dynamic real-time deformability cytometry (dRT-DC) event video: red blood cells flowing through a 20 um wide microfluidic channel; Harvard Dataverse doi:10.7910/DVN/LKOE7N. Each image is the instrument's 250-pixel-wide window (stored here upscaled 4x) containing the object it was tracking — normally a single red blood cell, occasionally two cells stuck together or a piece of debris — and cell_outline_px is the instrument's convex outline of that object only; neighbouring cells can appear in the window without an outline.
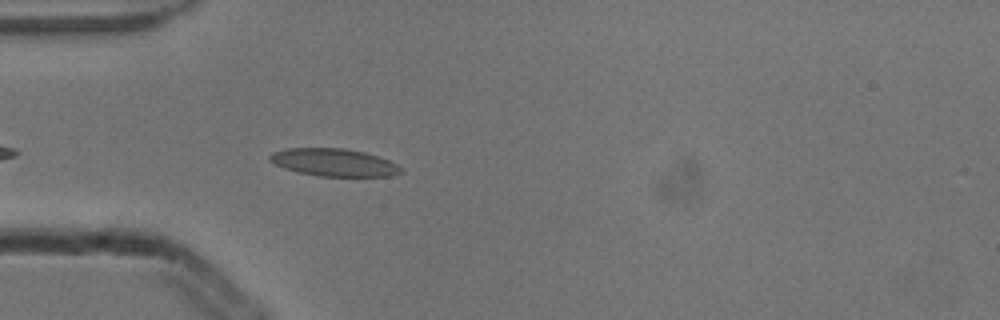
{"species": "common noctule bat (a hibernating species)", "species_latin": "Nyctalus noctula", "temperature_condition": "cold", "stored_images_in_passage": 8, "camera_frame_rate_fps": 3000, "um_per_image_px": 0.085, "animal": {"sex": "male", "body_mass_g": 13.3}, "frame": {"image": 1, "passage_image": 4, "time_ms": 1.0, "image_size_px": [1000, 320], "cell_outline_px": [[404, 172], [392, 176], [320, 176], [296, 172], [284, 168], [268, 160], [268, 156], [272, 152], [288, 148], [344, 148], [364, 152], [388, 160], [404, 168]], "centroid_in_image_um": [28.39, 13.81], "position_along_channel_um": 56.6, "area_um2": 21.15}}